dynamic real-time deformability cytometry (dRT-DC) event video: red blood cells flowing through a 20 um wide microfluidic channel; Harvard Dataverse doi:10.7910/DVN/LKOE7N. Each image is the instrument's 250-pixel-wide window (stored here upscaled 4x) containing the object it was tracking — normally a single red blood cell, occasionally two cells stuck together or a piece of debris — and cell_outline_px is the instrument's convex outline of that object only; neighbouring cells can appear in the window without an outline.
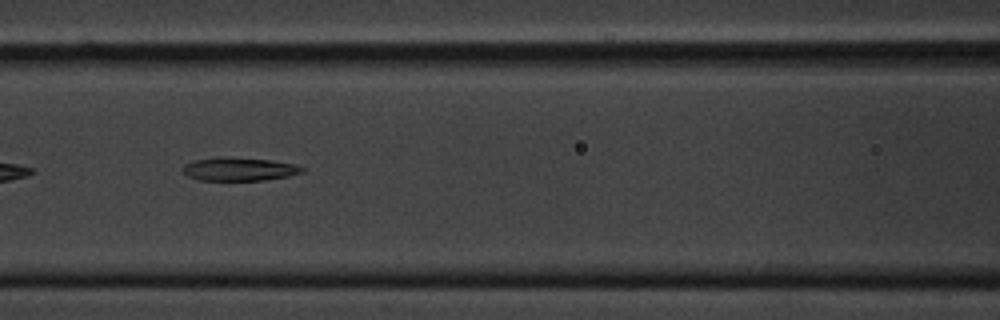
{"species": "common noctule bat (a hibernating species)", "species_latin": "Nyctalus noctula", "temperature_condition": "cold", "stored_images_in_passage": 44, "camera_frame_rate_fps": 3000, "um_per_image_px": 0.085, "animal": {"sex": "male", "body_mass_g": 20.1, "forearm_length_mm": 53.5}, "frame": {"image": 1, "passage_image": 10, "time_ms": 3.0, "image_size_px": [1000, 320], "cell_outline_px": [[304, 172], [288, 176], [264, 180], [200, 180], [188, 176], [180, 172], [180, 168], [184, 164], [192, 160], [216, 156], [224, 156], [272, 160], [296, 164], [304, 168]], "centroid_in_image_um": [20.26, 14.35], "position_along_channel_um": 146.3, "area_um2": 16.65}}
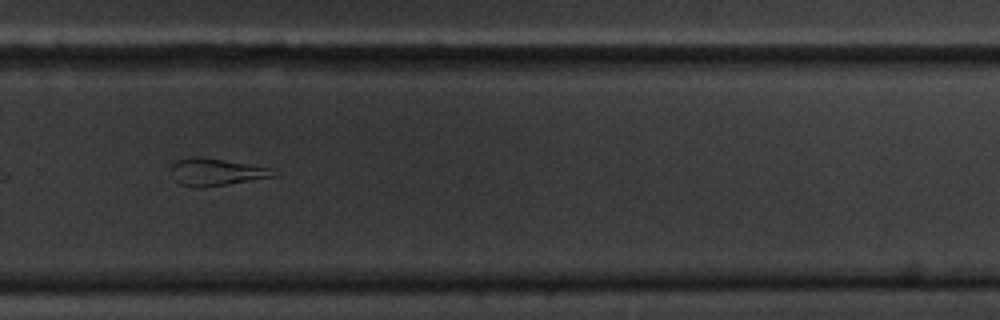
{"frame": {"image": 2, "passage_image": 25, "time_ms": 8.0, "image_size_px": [1000, 320], "cell_outline_px": [[276, 176], [204, 188], [196, 188], [180, 184], [176, 180], [172, 168], [172, 164], [176, 160], [196, 156], [200, 156], [272, 168]], "centroid_in_image_um": [18.37, 14.63], "position_along_channel_um": 311.4, "area_um2": 16.07}}
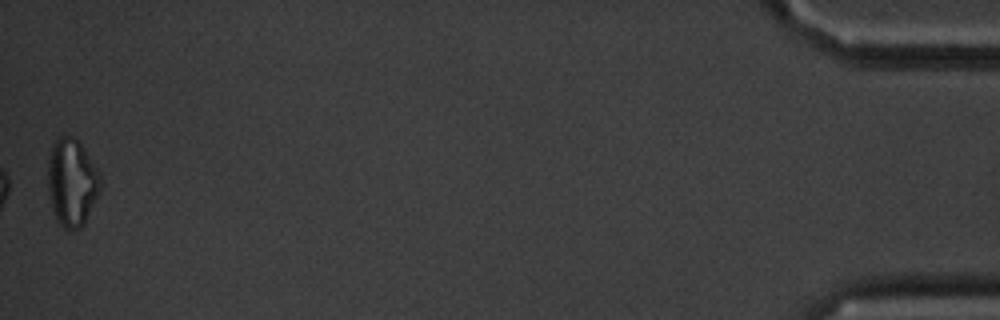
{"frame": {"image": 3, "passage_image": 44, "time_ms": 14.333, "image_size_px": [1000, 320], "cell_outline_px": [[100, 192], [84, 224], [80, 228], [68, 232], [56, 220], [52, 212], [48, 188], [48, 160], [52, 144], [60, 136], [72, 136], [84, 148], [100, 172]], "centroid_in_image_um": [6.11, 15.54], "position_along_channel_um": 429.1, "area_um2": 27.05}, "authors_computed_cell_mechanics": {"area_um2": 17.4845, "velocity_mm_per_s": 3.3135, "shape_relaxation_time_tau1_ms": null, "shape_relaxation_time_tau2_ms": 2.5088, "deformation_change_tau1": null, "deformation_change_tau2": 0.1197}}